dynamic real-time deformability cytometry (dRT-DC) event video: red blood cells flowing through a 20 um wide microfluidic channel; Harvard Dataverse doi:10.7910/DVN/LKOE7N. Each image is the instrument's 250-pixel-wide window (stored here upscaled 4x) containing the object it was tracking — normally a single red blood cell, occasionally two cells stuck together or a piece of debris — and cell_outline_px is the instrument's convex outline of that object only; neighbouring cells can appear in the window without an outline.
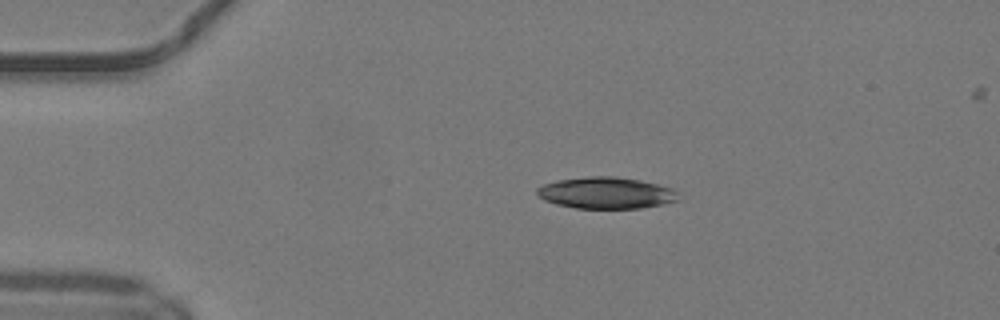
{"species": "common noctule bat (a hibernating species)", "species_latin": "Nyctalus noctula", "temperature_condition": "warm", "stored_images_in_passage": 48, "camera_frame_rate_fps": 3000, "um_per_image_px": 0.085, "animal": {"sex": "male", "body_mass_g": 19.2, "forearm_length_mm": 51.8}, "frame": {"image": 1, "passage_image": 9, "time_ms": 2.667, "image_size_px": [1000, 320], "cell_outline_px": [[680, 200], [640, 208], [576, 208], [556, 204], [544, 200], [536, 192], [536, 188], [544, 184], [556, 180], [592, 176], [616, 176], [640, 180], [672, 188], [676, 192]], "centroid_in_image_um": [51.5, 16.39], "position_along_channel_um": 33.5, "area_um2": 25.84}}
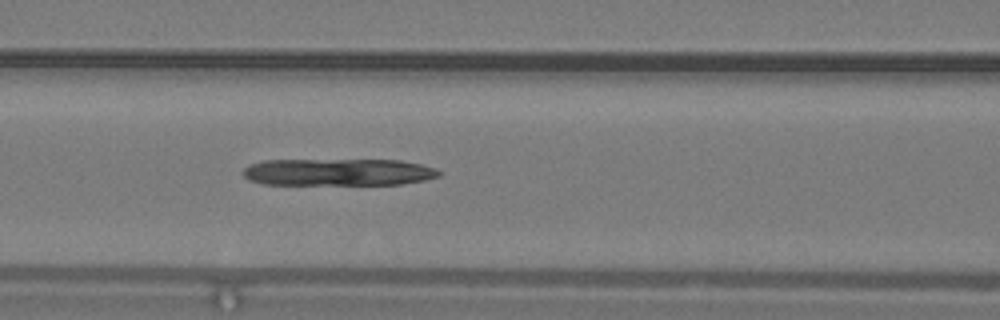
{"frame": {"image": 2, "passage_image": 20, "time_ms": 6.333, "image_size_px": [1000, 320], "cell_outline_px": [[440, 176], [424, 180], [400, 184], [264, 184], [248, 180], [244, 176], [244, 168], [252, 164], [264, 160], [400, 160], [420, 164], [436, 168], [440, 172]], "centroid_in_image_um": [28.76, 14.63], "position_along_channel_um": 137.8, "area_um2": 30.75}}